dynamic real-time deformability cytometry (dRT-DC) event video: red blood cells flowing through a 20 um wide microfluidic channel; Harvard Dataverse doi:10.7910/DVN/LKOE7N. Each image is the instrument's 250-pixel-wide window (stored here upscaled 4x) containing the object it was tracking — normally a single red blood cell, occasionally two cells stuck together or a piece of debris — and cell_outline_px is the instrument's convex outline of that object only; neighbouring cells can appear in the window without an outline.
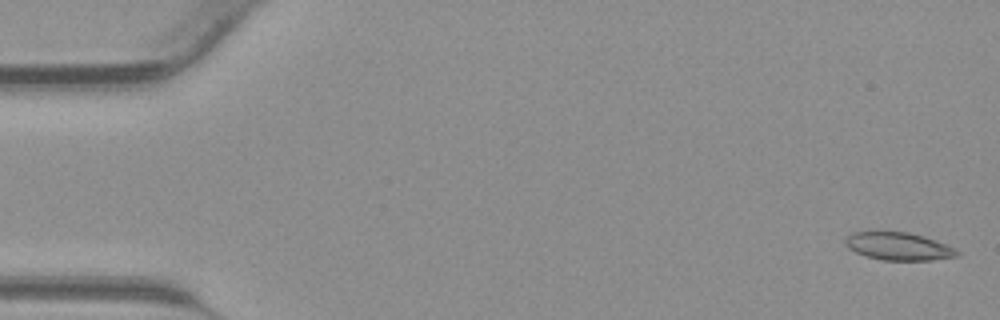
{"species": "common noctule bat (a hibernating species)", "species_latin": "Nyctalus noctula", "temperature_condition": "warm", "stored_images_in_passage": 42, "camera_frame_rate_fps": 3000, "um_per_image_px": 0.085, "animal": {"sex": "male", "body_mass_g": 23.1, "forearm_length_mm": 52.7}, "frame": {"image": 1, "passage_image": 1, "time_ms": 0.0, "image_size_px": [1000, 320], "cell_outline_px": [[960, 256], [932, 260], [880, 260], [856, 252], [848, 248], [844, 244], [844, 240], [852, 232], [908, 232], [924, 236], [936, 240], [956, 248], [960, 252]], "centroid_in_image_um": [76.41, 20.94], "position_along_channel_um": 8.6, "area_um2": 18.15}}
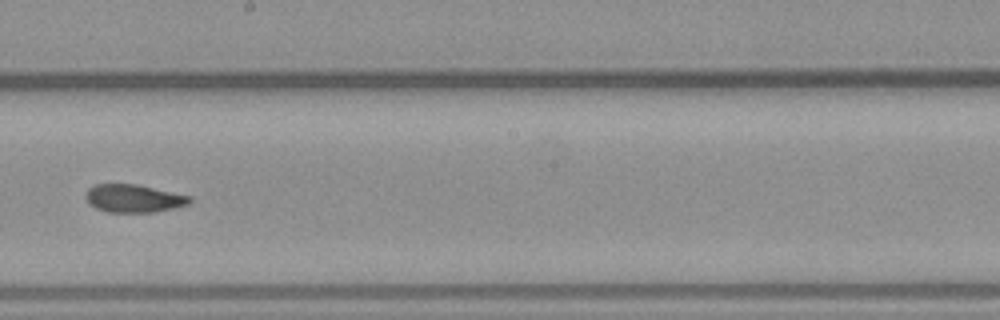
{"frame": {"image": 2, "passage_image": 24, "time_ms": 7.667, "image_size_px": [1000, 320], "cell_outline_px": [[192, 200], [188, 204], [156, 212], [108, 212], [96, 208], [88, 204], [84, 196], [84, 192], [88, 188], [96, 184], [136, 184], [192, 196]], "centroid_in_image_um": [11.32, 16.86], "position_along_channel_um": 236.9, "area_um2": 17.05}}
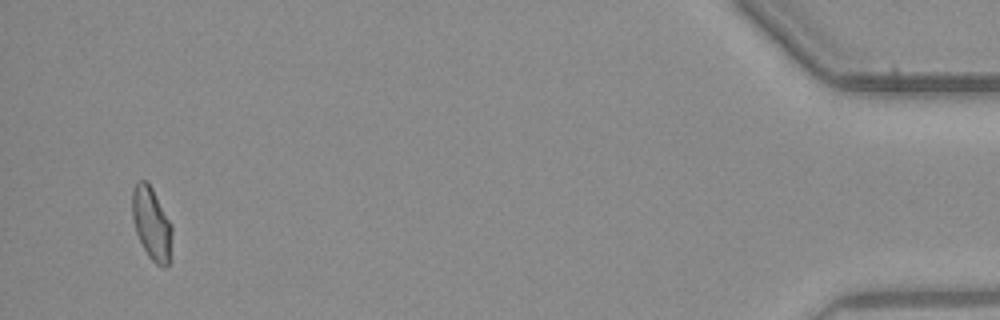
{"frame": {"image": 3, "passage_image": 41, "time_ms": 13.333, "image_size_px": [1000, 320], "cell_outline_px": [[172, 232], [168, 264], [164, 268], [156, 264], [148, 256], [136, 232], [132, 216], [132, 188], [136, 180], [148, 180], [172, 224]], "centroid_in_image_um": [12.87, 18.94], "position_along_channel_um": 422.3, "area_um2": 16.94}}